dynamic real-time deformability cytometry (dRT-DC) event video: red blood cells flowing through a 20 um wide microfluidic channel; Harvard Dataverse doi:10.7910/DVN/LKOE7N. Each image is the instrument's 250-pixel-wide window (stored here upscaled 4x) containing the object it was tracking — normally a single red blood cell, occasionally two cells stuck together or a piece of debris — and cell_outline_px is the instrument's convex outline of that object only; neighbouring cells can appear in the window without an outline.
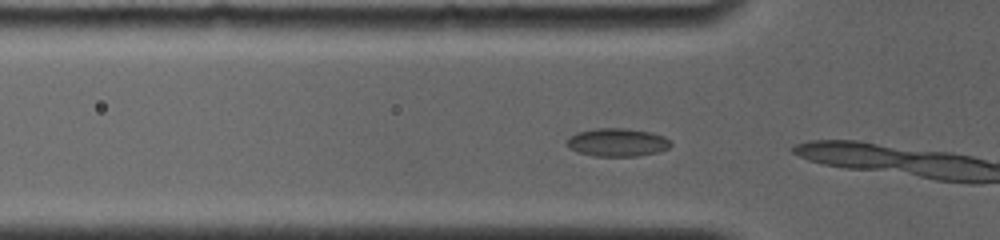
{"species": "common noctule bat (a hibernating species)", "species_latin": "Nyctalus noctula", "temperature_condition": "room temperature", "stored_images_in_passage": 5, "camera_frame_rate_fps": 4000, "um_per_image_px": 0.085, "animal": {"sex": "female", "body_mass_g": 19.0, "forearm_length_mm": 56.7}, "frame": {"image": 1, "passage_image": 3, "time_ms": 0.5, "image_size_px": [1000, 240], "cell_outline_px": [[672, 144], [668, 148], [656, 152], [636, 156], [592, 156], [576, 152], [568, 148], [564, 144], [564, 140], [568, 136], [576, 132], [596, 128], [628, 128], [652, 132], [664, 136]], "centroid_in_image_um": [52.38, 12.09], "position_along_channel_um": 73.4, "area_um2": 17.4}}